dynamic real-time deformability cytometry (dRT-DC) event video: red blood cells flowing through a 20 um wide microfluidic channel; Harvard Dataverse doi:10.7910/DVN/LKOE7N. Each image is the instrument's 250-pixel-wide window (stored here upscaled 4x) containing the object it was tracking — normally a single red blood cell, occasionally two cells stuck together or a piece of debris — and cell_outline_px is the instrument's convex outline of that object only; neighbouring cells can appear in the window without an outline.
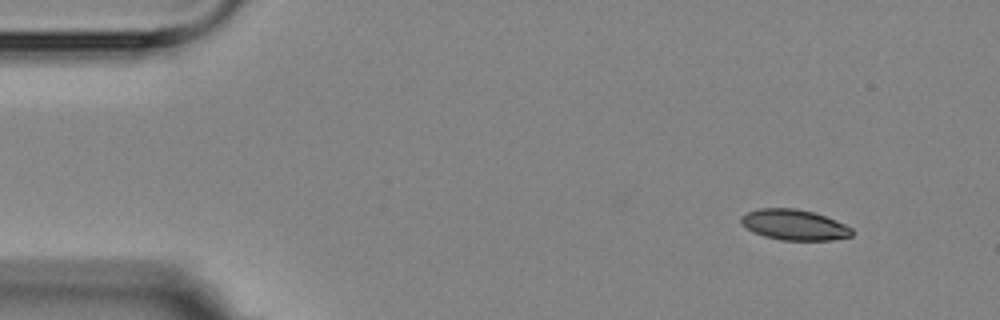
{"species": "Egyptian fruit bat (a non-hibernating species)", "species_latin": "Rousettus aegyptiacus", "temperature_condition": "room temperature", "stored_images_in_passage": 3, "camera_frame_rate_fps": 3000, "um_per_image_px": 0.085, "animal": {"sex": "female"}, "frame": {"image": 1, "passage_image": 1, "time_ms": 0.0, "image_size_px": [1000, 320], "cell_outline_px": [[852, 236], [832, 240], [780, 240], [764, 236], [752, 232], [740, 224], [740, 216], [748, 212], [760, 208], [796, 208], [812, 212], [836, 220], [852, 228]], "centroid_in_image_um": [67.47, 19.11], "position_along_channel_um": 17.5, "area_um2": 19.83}}
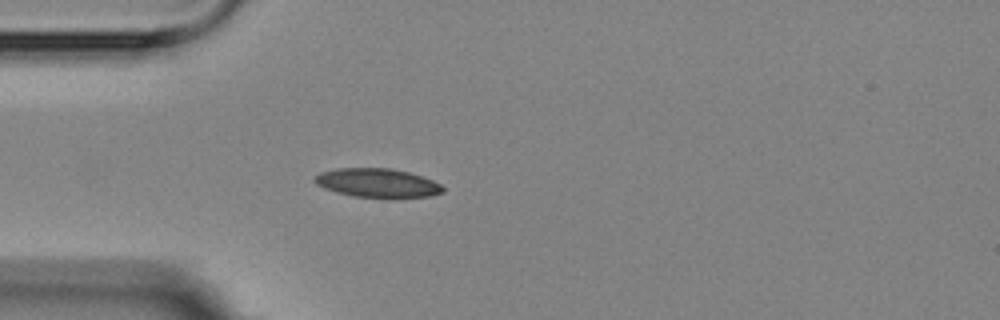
{"frame": {"image": 2, "passage_image": 3, "time_ms": 3.333, "image_size_px": [1000, 320], "cell_outline_px": [[444, 192], [428, 196], [356, 196], [336, 192], [324, 188], [316, 184], [312, 180], [320, 172], [336, 168], [392, 168], [408, 172], [432, 180], [440, 184], [444, 188]], "centroid_in_image_um": [32.03, 15.52], "position_along_channel_um": 53.0, "area_um2": 21.04}}